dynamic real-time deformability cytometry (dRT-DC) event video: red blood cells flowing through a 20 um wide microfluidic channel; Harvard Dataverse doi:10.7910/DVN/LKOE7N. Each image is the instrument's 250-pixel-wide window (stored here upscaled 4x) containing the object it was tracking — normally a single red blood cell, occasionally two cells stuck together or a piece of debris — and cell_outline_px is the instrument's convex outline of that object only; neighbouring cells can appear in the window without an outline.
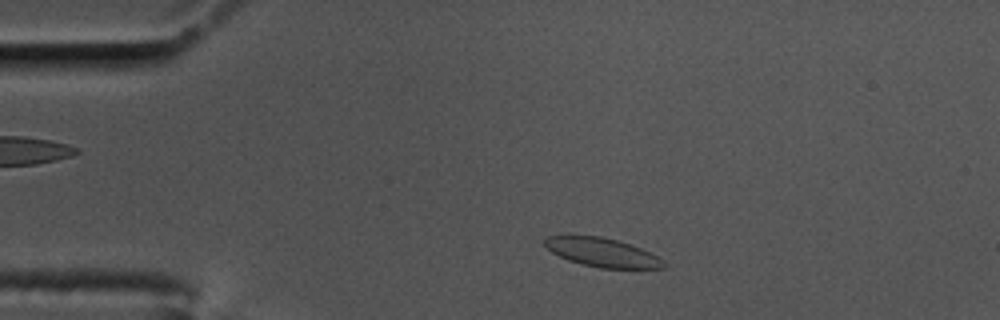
{"species": "common noctule bat (a hibernating species)", "species_latin": "Nyctalus noctula", "temperature_condition": "cold", "stored_images_in_passage": 51, "camera_frame_rate_fps": 3000, "um_per_image_px": 0.085, "animal": {"sex": "male", "body_mass_g": 17.5, "forearm_length_mm": 52.3}, "frame": {"image": 1, "passage_image": 5, "time_ms": 1.333, "image_size_px": [1000, 320], "cell_outline_px": [[668, 268], [600, 268], [568, 260], [544, 248], [544, 240], [548, 236], [600, 236], [616, 240], [640, 248], [664, 260], [668, 264]], "centroid_in_image_um": [51.2, 21.46], "position_along_channel_um": 33.8, "area_um2": 19.77}}
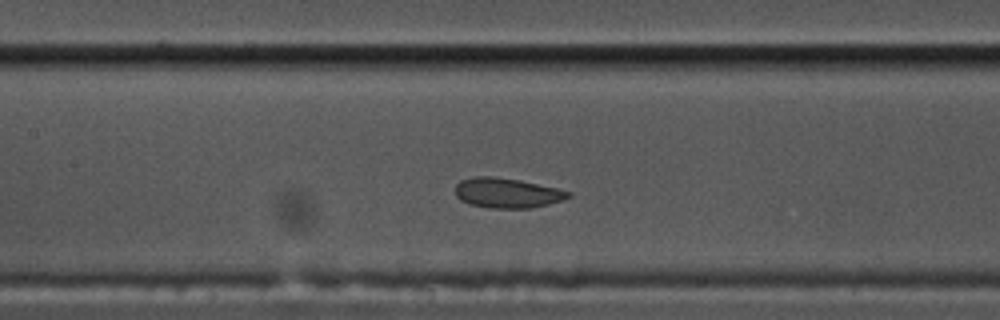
{"frame": {"image": 2, "passage_image": 20, "time_ms": 6.333, "image_size_px": [1000, 320], "cell_outline_px": [[572, 196], [564, 200], [532, 208], [488, 208], [468, 204], [460, 200], [456, 196], [456, 184], [460, 180], [472, 176], [492, 176], [520, 180], [556, 188], [572, 192]], "centroid_in_image_um": [43.09, 16.4], "position_along_channel_um": 164.3, "area_um2": 19.94}}
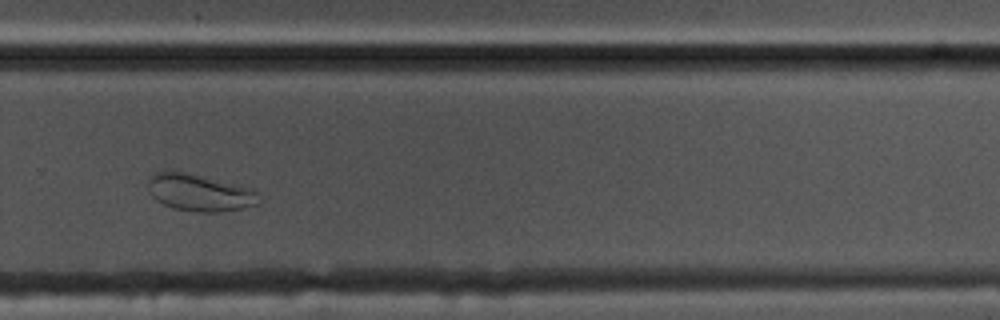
{"frame": {"image": 3, "passage_image": 33, "time_ms": 10.667, "image_size_px": [1000, 320], "cell_outline_px": [[260, 204], [244, 208], [220, 212], [196, 212], [172, 208], [156, 200], [152, 196], [148, 184], [148, 180], [156, 172], [188, 172], [252, 188], [256, 192]], "centroid_in_image_um": [16.99, 16.39], "position_along_channel_um": 312.8, "area_um2": 23.81}}